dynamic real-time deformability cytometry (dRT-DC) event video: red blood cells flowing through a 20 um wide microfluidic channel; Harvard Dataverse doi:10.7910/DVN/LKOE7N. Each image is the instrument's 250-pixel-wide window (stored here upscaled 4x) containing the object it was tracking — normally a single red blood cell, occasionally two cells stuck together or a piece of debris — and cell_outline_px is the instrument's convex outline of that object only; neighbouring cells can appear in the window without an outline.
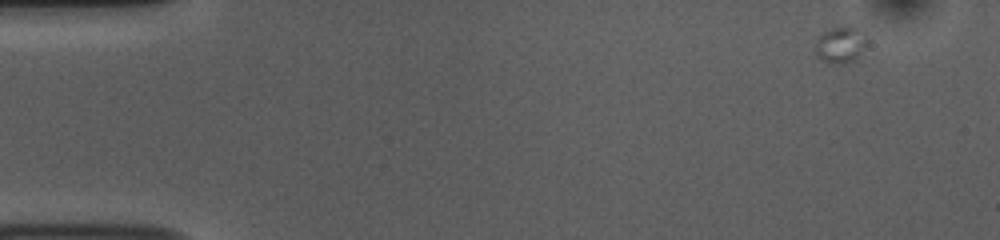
{"species": "common noctule bat (a hibernating species)", "species_latin": "Nyctalus noctula", "temperature_condition": "room temperature", "stored_images_in_passage": 12, "camera_frame_rate_fps": 3000, "um_per_image_px": 0.085, "animal": {"sex": "female", "body_mass_g": 10.0, "forearm_length_mm": 53.1}, "frame": {"image": 1, "passage_image": 1, "time_ms": 0.0, "image_size_px": [1000, 240], "cell_outline_px": [[868, 40], [856, 60], [844, 64], [828, 64], [820, 60], [816, 56], [816, 40], [824, 32], [832, 28], [848, 24], [860, 28], [868, 36]], "centroid_in_image_um": [71.48, 3.8], "position_along_channel_um": 13.5, "area_um2": 11.44}}